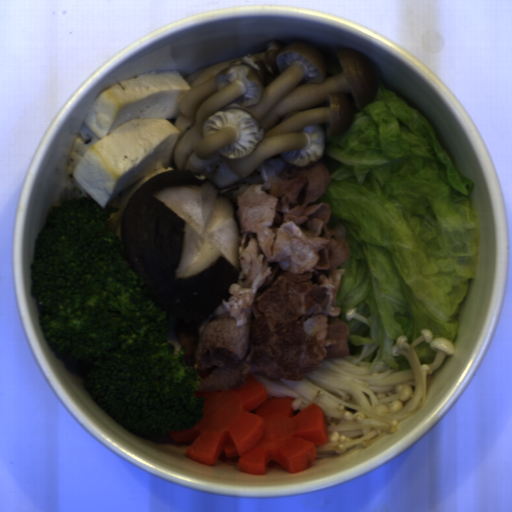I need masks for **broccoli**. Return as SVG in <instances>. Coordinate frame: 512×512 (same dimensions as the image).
<instances>
[{
	"instance_id": "broccoli-1",
	"label": "broccoli",
	"mask_w": 512,
	"mask_h": 512,
	"mask_svg": "<svg viewBox=\"0 0 512 512\" xmlns=\"http://www.w3.org/2000/svg\"><path fill=\"white\" fill-rule=\"evenodd\" d=\"M118 210L88 197L52 208L34 243L31 296L53 354L86 369L96 405L127 432L157 439L198 424L208 398L195 396L202 378L185 365V347L167 342L170 314L108 229Z\"/></svg>"
}]
</instances>
